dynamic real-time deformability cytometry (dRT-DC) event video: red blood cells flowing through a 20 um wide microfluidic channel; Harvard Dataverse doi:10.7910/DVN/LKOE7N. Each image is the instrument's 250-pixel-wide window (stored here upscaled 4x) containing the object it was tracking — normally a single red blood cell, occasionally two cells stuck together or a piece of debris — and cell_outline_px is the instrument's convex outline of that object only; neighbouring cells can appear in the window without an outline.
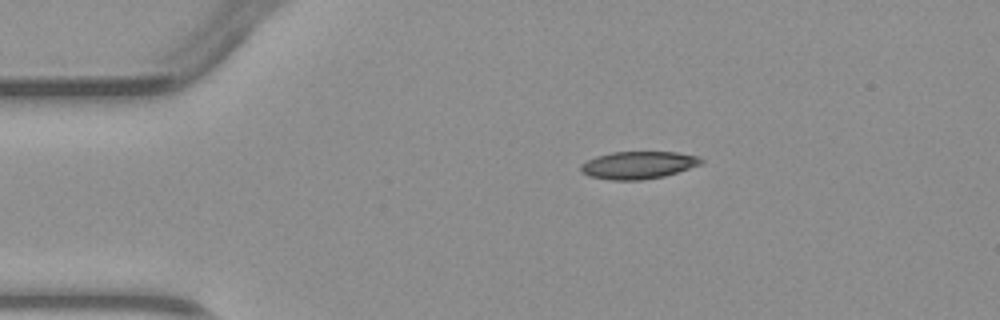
{"species": "common noctule bat (a hibernating species)", "species_latin": "Nyctalus noctula", "temperature_condition": "warm", "stored_images_in_passage": 2, "camera_frame_rate_fps": 3000, "um_per_image_px": 0.085, "animal": {"sex": "male", "body_mass_g": 23.1, "forearm_length_mm": 52.7}, "frame": {"image": 1, "passage_image": 1, "time_ms": 0.0, "image_size_px": [1000, 320], "cell_outline_px": [[704, 160], [700, 164], [664, 176], [640, 180], [612, 180], [588, 176], [580, 168], [580, 164], [596, 156], [612, 152], [676, 152], [700, 156]], "centroid_in_image_um": [54.24, 14.02], "position_along_channel_um": 30.8, "area_um2": 19.13}}